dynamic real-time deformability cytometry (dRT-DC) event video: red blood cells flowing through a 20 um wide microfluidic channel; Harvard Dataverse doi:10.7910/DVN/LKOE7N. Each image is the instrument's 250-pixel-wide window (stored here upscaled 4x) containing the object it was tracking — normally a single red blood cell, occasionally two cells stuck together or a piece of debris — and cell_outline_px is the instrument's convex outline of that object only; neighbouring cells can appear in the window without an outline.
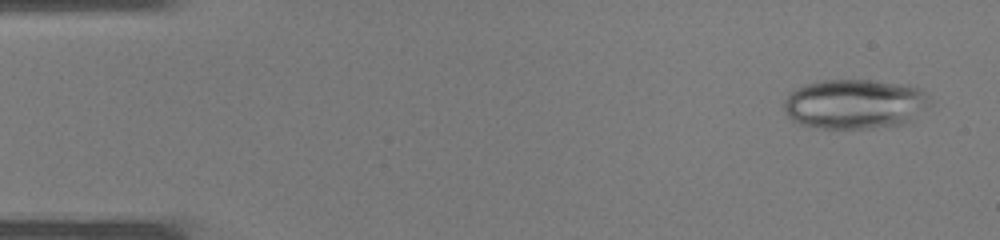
{"species": "common noctule bat (a hibernating species)", "species_latin": "Nyctalus noctula", "temperature_condition": "warm", "stored_images_in_passage": 26, "camera_frame_rate_fps": 3000, "um_per_image_px": 0.085, "animal": {"sex": "male", "body_mass_g": 19.0, "forearm_length_mm": 50.8}, "frame": {"image": 1, "passage_image": 1, "time_ms": 0.0, "image_size_px": [1000, 240], "cell_outline_px": [[932, 104], [912, 120], [900, 124], [872, 128], [824, 128], [800, 124], [792, 120], [784, 112], [784, 100], [796, 88], [804, 84], [824, 80], [872, 80], [908, 84], [920, 88], [928, 96]], "centroid_in_image_um": [72.69, 8.83], "position_along_channel_um": 12.3, "area_um2": 42.54}}